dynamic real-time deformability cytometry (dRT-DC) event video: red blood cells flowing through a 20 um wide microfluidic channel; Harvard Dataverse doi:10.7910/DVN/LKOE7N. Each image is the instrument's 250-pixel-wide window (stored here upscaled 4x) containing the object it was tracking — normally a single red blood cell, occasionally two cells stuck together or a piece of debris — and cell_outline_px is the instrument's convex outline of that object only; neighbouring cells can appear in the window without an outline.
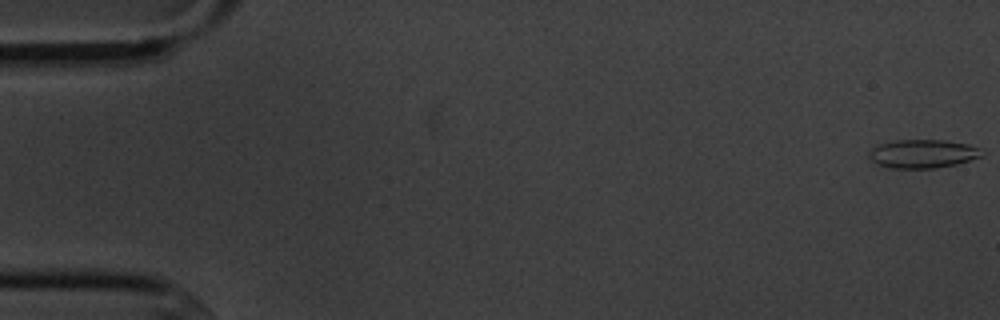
{"species": "common noctule bat (a hibernating species)", "species_latin": "Nyctalus noctula", "temperature_condition": "cold", "stored_images_in_passage": 6, "camera_frame_rate_fps": 3000, "um_per_image_px": 0.085, "animal": {"sex": "male", "body_mass_g": 20.1, "forearm_length_mm": 53.5}, "frame": {"image": 1, "passage_image": 1, "time_ms": 0.0, "image_size_px": [1000, 320], "cell_outline_px": [[984, 156], [956, 164], [936, 168], [892, 168], [880, 164], [872, 160], [868, 156], [872, 148], [880, 144], [896, 140], [944, 140], [968, 144], [976, 148]], "centroid_in_image_um": [78.43, 13.07], "position_along_channel_um": 6.6, "area_um2": 18.44}}